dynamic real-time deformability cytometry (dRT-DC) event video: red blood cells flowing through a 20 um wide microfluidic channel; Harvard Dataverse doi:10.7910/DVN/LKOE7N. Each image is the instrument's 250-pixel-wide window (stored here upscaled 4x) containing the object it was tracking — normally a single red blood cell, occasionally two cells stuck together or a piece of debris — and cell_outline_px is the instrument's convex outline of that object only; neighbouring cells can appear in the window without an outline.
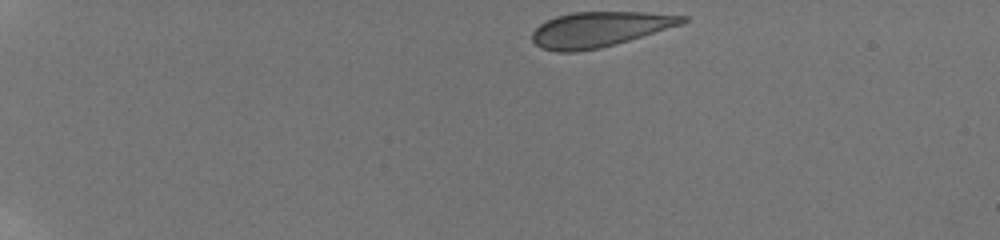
{"species": "human", "species_latin": "Homo sapiens", "temperature_condition": "room temperature", "stored_images_in_passage": 45, "camera_frame_rate_fps": 3000, "um_per_image_px": 0.085, "donor": {"sex": "male"}, "frame": {"image": 1, "passage_image": 1, "time_ms": 0.0, "image_size_px": [1000, 240], "cell_outline_px": [[688, 20], [684, 24], [616, 44], [600, 48], [576, 52], [556, 52], [544, 48], [536, 44], [532, 40], [532, 32], [540, 24], [556, 16], [572, 12], [644, 12], [688, 16]], "centroid_in_image_um": [50.99, 2.49], "position_along_channel_um": 34.0, "area_um2": 30.81}}
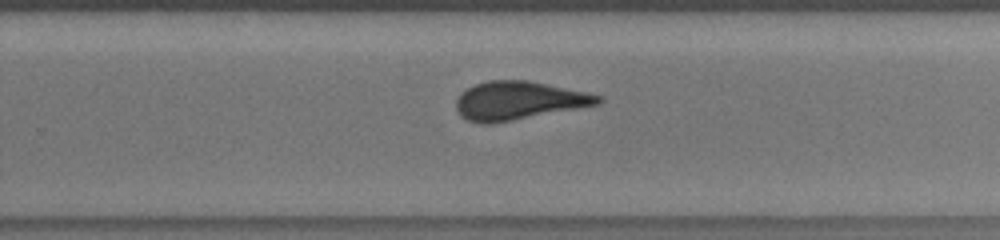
{"frame": {"image": 2, "passage_image": 29, "time_ms": 9.333, "image_size_px": [1000, 240], "cell_outline_px": [[604, 100], [600, 104], [492, 124], [480, 124], [468, 120], [460, 116], [456, 108], [456, 100], [468, 88], [476, 84], [488, 80], [528, 80], [588, 92], [604, 96]], "centroid_in_image_um": [44.12, 8.55], "position_along_channel_um": 285.7, "area_um2": 31.79}}
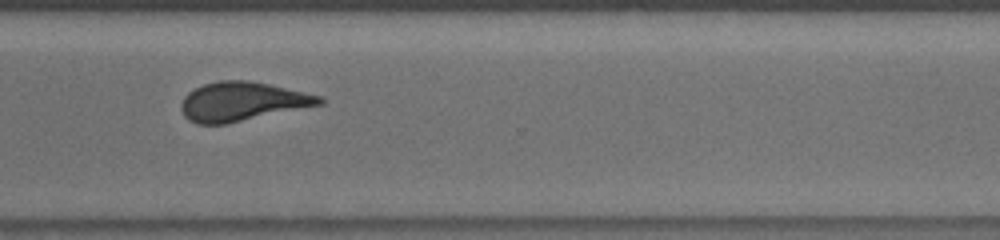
{"frame": {"image": 3, "passage_image": 34, "time_ms": 11.0, "image_size_px": [1000, 240], "cell_outline_px": [[324, 104], [228, 124], [196, 124], [188, 120], [184, 116], [180, 108], [180, 104], [184, 96], [188, 92], [204, 84], [220, 80], [248, 80], [268, 84], [324, 96]], "centroid_in_image_um": [20.6, 8.64], "position_along_channel_um": 350.0, "area_um2": 31.73}}